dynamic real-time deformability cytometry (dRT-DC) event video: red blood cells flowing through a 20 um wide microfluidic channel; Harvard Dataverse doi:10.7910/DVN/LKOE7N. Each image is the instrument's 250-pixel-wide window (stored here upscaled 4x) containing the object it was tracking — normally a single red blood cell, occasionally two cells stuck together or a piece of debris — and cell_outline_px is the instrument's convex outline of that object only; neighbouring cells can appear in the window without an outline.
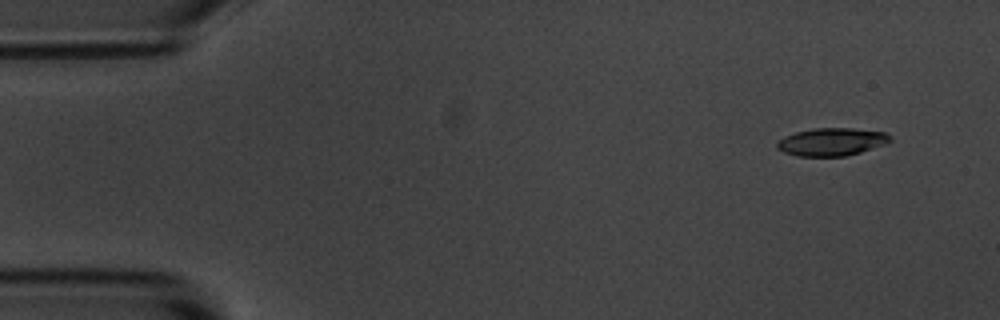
{"species": "common noctule bat (a hibernating species)", "species_latin": "Nyctalus noctula", "temperature_condition": "room temperature", "stored_images_in_passage": 7, "camera_frame_rate_fps": 3000, "um_per_image_px": 0.085, "animal": {"sex": "male", "body_mass_g": 20.1, "forearm_length_mm": 53.5}, "frame": {"image": 1, "passage_image": 1, "time_ms": 0.0, "image_size_px": [1000, 320], "cell_outline_px": [[892, 140], [884, 144], [860, 152], [844, 156], [796, 156], [784, 152], [776, 148], [776, 144], [784, 136], [796, 132], [812, 128], [852, 128], [884, 132], [892, 136]], "centroid_in_image_um": [70.68, 12.05], "position_along_channel_um": 14.3, "area_um2": 18.26}}
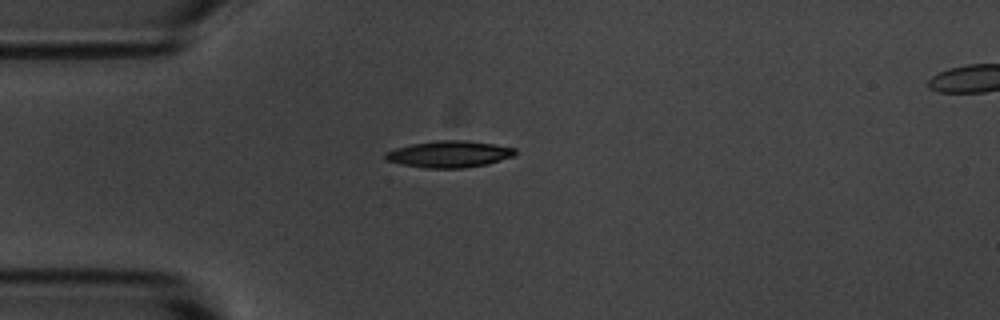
{"frame": {"image": 2, "passage_image": 4, "time_ms": 3.333, "image_size_px": [1000, 320], "cell_outline_px": [[516, 156], [484, 164], [464, 168], [424, 168], [384, 160], [384, 152], [396, 148], [412, 144], [436, 140], [468, 140], [516, 148]], "centroid_in_image_um": [38.17, 13.09], "position_along_channel_um": 46.8, "area_um2": 20.11}}
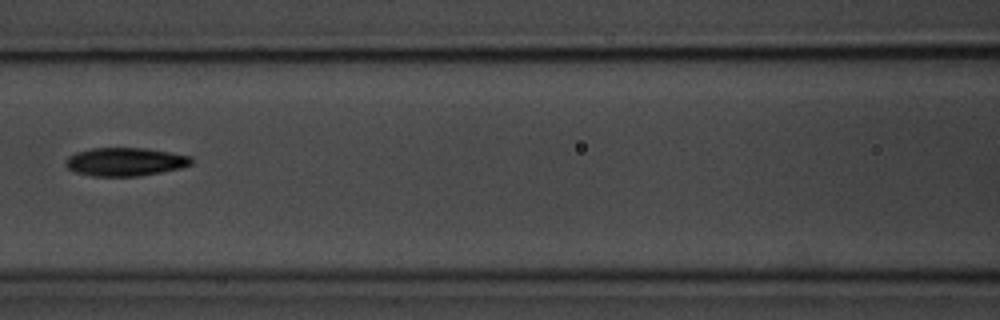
{"frame": {"image": 3, "passage_image": 7, "time_ms": 6.667, "image_size_px": [1000, 320], "cell_outline_px": [[192, 164], [180, 168], [160, 172], [136, 176], [92, 176], [76, 172], [68, 168], [64, 164], [64, 160], [68, 156], [76, 152], [92, 148], [144, 148], [192, 156]], "centroid_in_image_um": [10.61, 13.75], "position_along_channel_um": 156.0, "area_um2": 20.69}}